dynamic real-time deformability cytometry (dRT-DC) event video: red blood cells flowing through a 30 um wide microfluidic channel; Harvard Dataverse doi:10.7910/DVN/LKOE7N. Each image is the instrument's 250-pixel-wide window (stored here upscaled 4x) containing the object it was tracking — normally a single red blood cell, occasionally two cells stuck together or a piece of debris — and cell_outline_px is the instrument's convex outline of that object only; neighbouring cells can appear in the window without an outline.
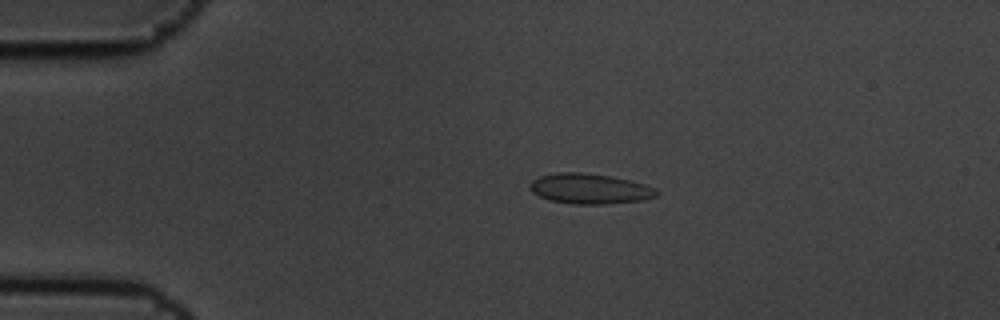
{"species": "common noctule bat (a hibernating species)", "species_latin": "Nyctalus noctula", "temperature_condition": "cold", "stored_images_in_passage": 14, "camera_frame_rate_fps": 3000, "um_per_image_px": 0.085, "animal": {"sex": "male", "body_mass_g": 19.5, "forearm_length_mm": 54.6}, "frame": {"image": 1, "passage_image": 2, "time_ms": 0.333, "image_size_px": [1000, 320], "cell_outline_px": [[660, 192], [656, 196], [644, 200], [604, 204], [572, 204], [548, 200], [532, 192], [528, 188], [528, 184], [532, 180], [540, 176], [556, 172], [580, 172], [612, 176], [632, 180], [656, 188]], "centroid_in_image_um": [50.12, 16.04], "position_along_channel_um": 34.9, "area_um2": 22.66}}
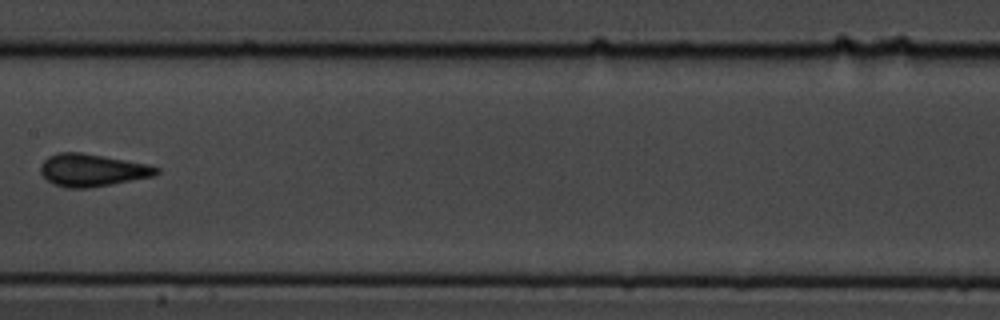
{"frame": {"image": 2, "passage_image": 7, "time_ms": 2.0, "image_size_px": [1000, 320], "cell_outline_px": [[160, 172], [152, 176], [112, 184], [88, 188], [64, 188], [52, 184], [40, 172], [40, 164], [48, 156], [60, 152], [80, 152], [124, 160], [144, 164], [160, 168]], "centroid_in_image_um": [7.78, 14.47], "position_along_channel_um": 199.6, "area_um2": 21.73}}
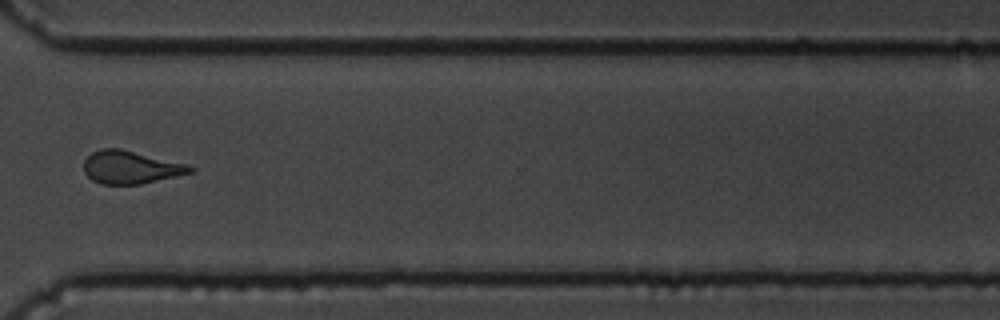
{"frame": {"image": 3, "passage_image": 11, "time_ms": 3.333, "image_size_px": [1000, 320], "cell_outline_px": [[196, 172], [140, 184], [100, 184], [92, 180], [84, 172], [84, 160], [92, 152], [100, 148], [120, 148], [188, 164], [196, 168]], "centroid_in_image_um": [11.13, 14.21], "position_along_channel_um": 359.5, "area_um2": 20.58}}